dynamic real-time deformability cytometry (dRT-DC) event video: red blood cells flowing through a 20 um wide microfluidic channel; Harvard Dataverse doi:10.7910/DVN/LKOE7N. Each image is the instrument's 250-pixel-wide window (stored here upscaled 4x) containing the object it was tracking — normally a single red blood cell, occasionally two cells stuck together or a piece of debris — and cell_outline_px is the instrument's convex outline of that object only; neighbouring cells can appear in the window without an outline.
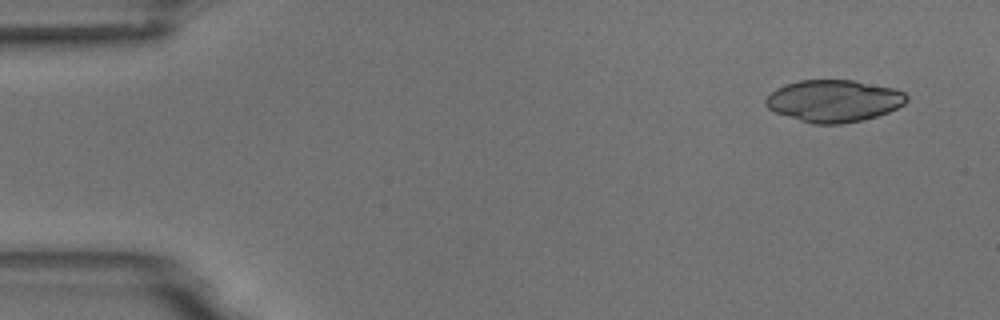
{"species": "common noctule bat (a hibernating species)", "species_latin": "Nyctalus noctula", "temperature_condition": "room temperature", "stored_images_in_passage": 4, "camera_frame_rate_fps": 3000, "um_per_image_px": 0.085, "animal": {"sex": "male", "body_mass_g": 18.8}, "frame": {"image": 1, "passage_image": 1, "time_ms": 0.0, "image_size_px": [1000, 320], "cell_outline_px": [[908, 100], [904, 104], [888, 112], [864, 120], [840, 124], [812, 124], [776, 112], [768, 108], [764, 104], [764, 100], [776, 88], [784, 84], [800, 80], [852, 80], [896, 88], [904, 92], [908, 96]], "centroid_in_image_um": [70.89, 8.57], "position_along_channel_um": 14.1, "area_um2": 34.62}}